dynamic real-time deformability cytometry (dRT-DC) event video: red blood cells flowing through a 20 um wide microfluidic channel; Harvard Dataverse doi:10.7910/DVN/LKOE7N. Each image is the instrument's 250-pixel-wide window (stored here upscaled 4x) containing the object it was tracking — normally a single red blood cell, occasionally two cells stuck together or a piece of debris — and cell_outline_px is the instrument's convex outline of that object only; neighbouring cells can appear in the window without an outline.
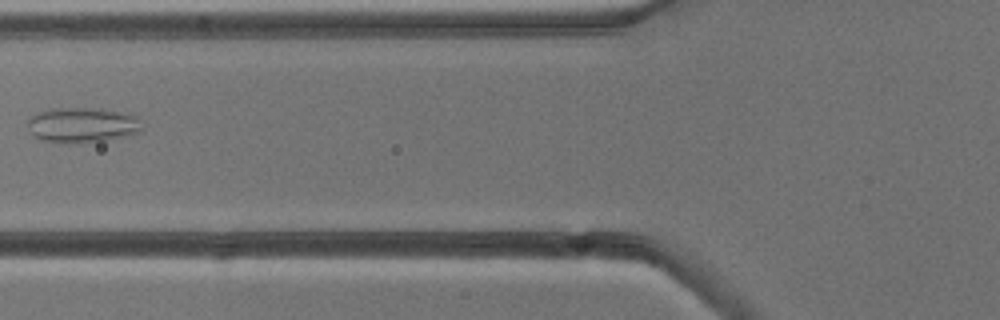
{"species": "common noctule bat (a hibernating species)", "species_latin": "Nyctalus noctula", "temperature_condition": "cold", "stored_images_in_passage": 3, "camera_frame_rate_fps": 3000, "um_per_image_px": 0.085, "animal": {"sex": "male", "body_mass_g": 13.3}, "frame": {"image": 1, "passage_image": 2, "time_ms": 1.333, "image_size_px": [1000, 320], "cell_outline_px": [[144, 128], [140, 132], [124, 136], [104, 140], [64, 144], [40, 140], [32, 136], [28, 124], [28, 116], [36, 112], [48, 108], [100, 108], [136, 116]], "centroid_in_image_um": [6.92, 10.62], "position_along_channel_um": 118.9, "area_um2": 23.7}}